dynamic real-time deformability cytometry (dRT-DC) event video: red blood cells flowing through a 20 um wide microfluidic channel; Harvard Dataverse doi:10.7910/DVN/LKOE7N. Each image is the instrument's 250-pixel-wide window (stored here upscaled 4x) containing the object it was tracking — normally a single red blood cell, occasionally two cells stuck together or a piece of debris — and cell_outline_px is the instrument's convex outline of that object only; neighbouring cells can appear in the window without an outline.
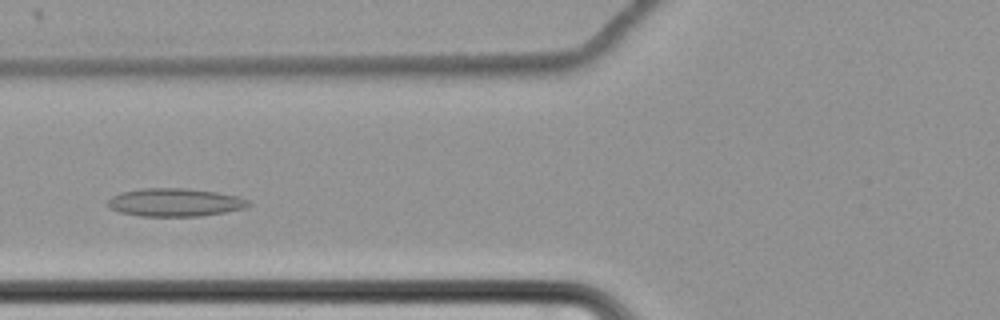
{"species": "common noctule bat (a hibernating species)", "species_latin": "Nyctalus noctula", "temperature_condition": "cold", "stored_images_in_passage": 52, "camera_frame_rate_fps": 3000, "um_per_image_px": 0.085, "animal": {"sex": "female", "body_mass_g": 22.7, "forearm_length_mm": 54.2}, "frame": {"image": 1, "passage_image": 16, "time_ms": 5.0, "image_size_px": [1000, 320], "cell_outline_px": [[252, 204], [244, 208], [224, 212], [200, 216], [140, 216], [120, 212], [112, 208], [108, 204], [108, 200], [112, 196], [120, 192], [140, 188], [184, 188], [216, 192], [240, 196], [248, 200]], "centroid_in_image_um": [14.89, 17.19], "position_along_channel_um": 110.9, "area_um2": 23.0}}
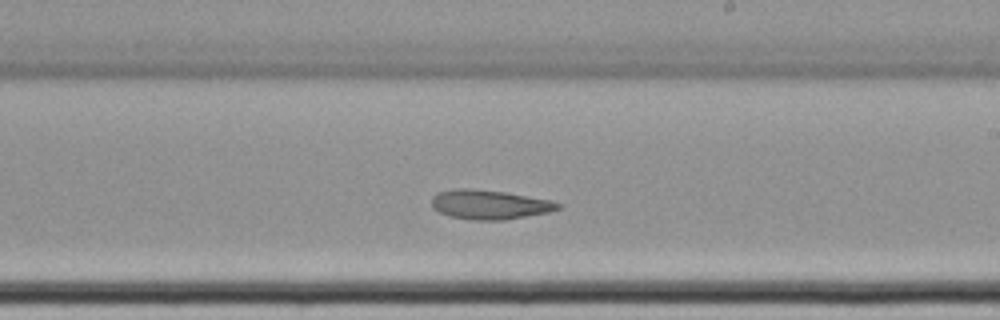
{"frame": {"image": 2, "passage_image": 28, "time_ms": 9.0, "image_size_px": [1000, 320], "cell_outline_px": [[564, 204], [560, 208], [548, 212], [504, 220], [476, 220], [452, 216], [440, 212], [432, 208], [432, 196], [436, 192], [456, 188], [468, 188], [504, 192], [552, 200]], "centroid_in_image_um": [41.62, 17.38], "position_along_channel_um": 247.4, "area_um2": 21.56}}
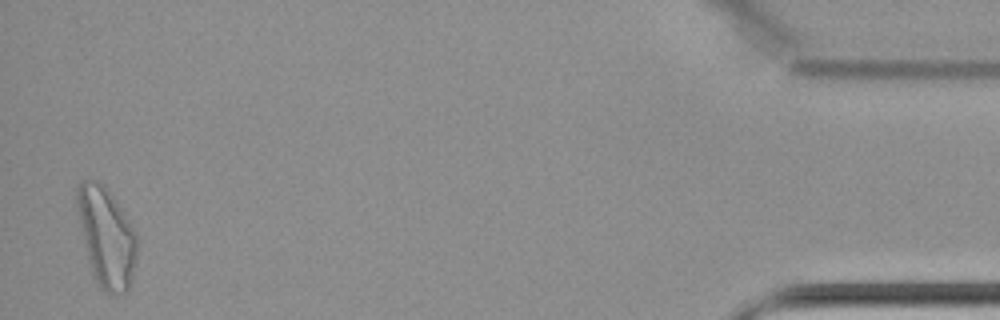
{"frame": {"image": 3, "passage_image": 51, "time_ms": 16.667, "image_size_px": [1000, 320], "cell_outline_px": [[136, 260], [132, 284], [124, 292], [112, 296], [108, 296], [100, 288], [92, 276], [88, 260], [76, 200], [76, 188], [84, 180], [96, 180], [104, 184], [124, 212], [136, 232]], "centroid_in_image_um": [9.07, 20.21], "position_along_channel_um": 426.1, "area_um2": 34.8}}